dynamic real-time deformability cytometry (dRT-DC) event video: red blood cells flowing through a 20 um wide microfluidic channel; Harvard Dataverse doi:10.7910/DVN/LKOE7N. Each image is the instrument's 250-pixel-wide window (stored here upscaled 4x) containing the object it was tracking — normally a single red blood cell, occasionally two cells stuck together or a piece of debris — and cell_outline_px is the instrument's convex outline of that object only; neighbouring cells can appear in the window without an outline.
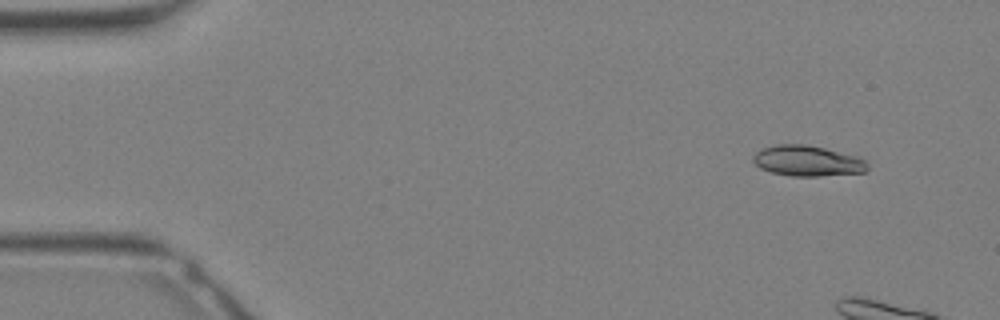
{"species": "Egyptian fruit bat (a non-hibernating species)", "species_latin": "Rousettus aegyptiacus", "temperature_condition": "warm", "stored_images_in_passage": 9, "camera_frame_rate_fps": 3000, "um_per_image_px": 0.085, "animal": {"sex": "female"}, "frame": {"image": 1, "passage_image": 3, "time_ms": 0.667, "image_size_px": [1000, 320], "cell_outline_px": [[868, 168], [864, 172], [820, 176], [792, 176], [772, 172], [760, 168], [752, 160], [752, 156], [756, 152], [764, 148], [776, 144], [808, 144], [860, 156], [868, 164]], "centroid_in_image_um": [68.65, 13.66], "position_along_channel_um": 16.3, "area_um2": 20.52}}